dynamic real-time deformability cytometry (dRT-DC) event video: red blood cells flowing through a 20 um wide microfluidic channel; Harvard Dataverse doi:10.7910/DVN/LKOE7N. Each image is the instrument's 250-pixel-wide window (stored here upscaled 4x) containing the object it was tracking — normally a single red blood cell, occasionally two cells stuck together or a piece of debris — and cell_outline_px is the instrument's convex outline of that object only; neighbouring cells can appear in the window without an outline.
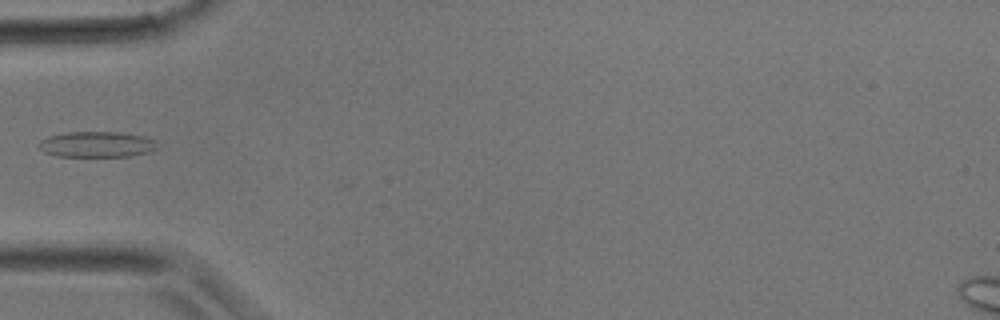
{"species": "common noctule bat (a hibernating species)", "species_latin": "Nyctalus noctula", "temperature_condition": "room temperature", "stored_images_in_passage": 25, "camera_frame_rate_fps": 3000, "um_per_image_px": 0.085, "animal": {"sex": "male", "body_mass_g": 17.9}, "frame": {"image": 1, "passage_image": 1, "time_ms": 0.0, "image_size_px": [1000, 320], "cell_outline_px": [[160, 144], [156, 148], [148, 152], [128, 156], [56, 156], [44, 152], [36, 144], [40, 140], [48, 136], [64, 132], [120, 132], [144, 136], [156, 140]], "centroid_in_image_um": [8.21, 12.26], "position_along_channel_um": 76.8, "area_um2": 17.92}}
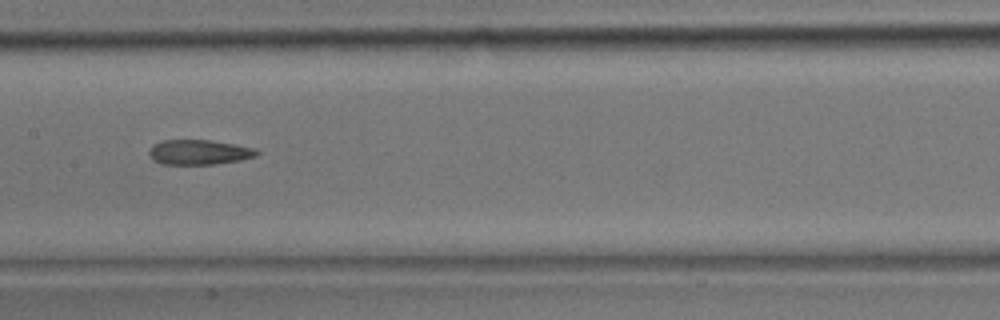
{"frame": {"image": 2, "passage_image": 7, "time_ms": 2.0, "image_size_px": [1000, 320], "cell_outline_px": [[260, 152], [256, 156], [240, 160], [216, 164], [160, 164], [152, 160], [148, 156], [148, 152], [156, 144], [164, 140], [212, 140], [256, 148]], "centroid_in_image_um": [16.93, 12.94], "position_along_channel_um": 190.5, "area_um2": 15.66}}
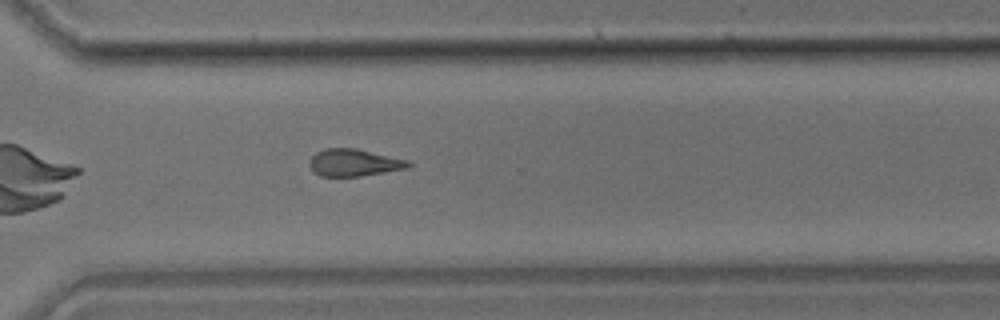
{"frame": {"image": 3, "passage_image": 15, "time_ms": 4.667, "image_size_px": [1000, 320], "cell_outline_px": [[412, 164], [408, 168], [360, 176], [320, 176], [312, 172], [308, 164], [312, 156], [316, 152], [324, 148], [356, 148], [412, 160]], "centroid_in_image_um": [30.11, 13.81], "position_along_channel_um": 340.5, "area_um2": 15.95}}